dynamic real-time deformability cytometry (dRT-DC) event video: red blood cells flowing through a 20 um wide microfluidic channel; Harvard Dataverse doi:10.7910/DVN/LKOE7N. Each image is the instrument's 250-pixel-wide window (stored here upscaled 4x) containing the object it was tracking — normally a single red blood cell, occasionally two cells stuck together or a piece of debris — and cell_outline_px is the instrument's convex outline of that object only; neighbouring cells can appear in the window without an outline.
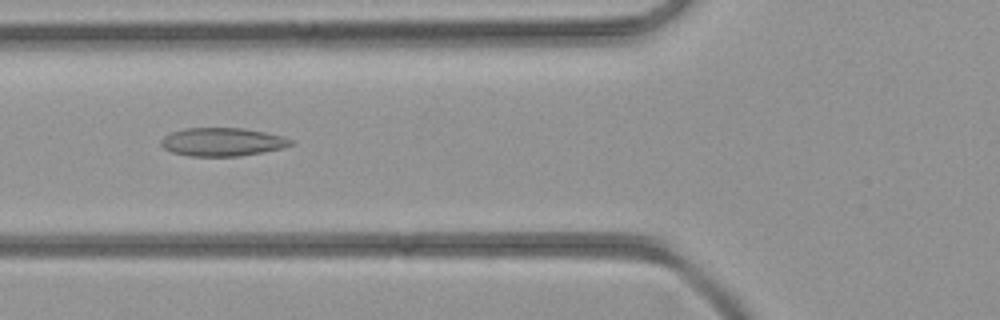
{"species": "common noctule bat (a hibernating species)", "species_latin": "Nyctalus noctula", "temperature_condition": "room temperature", "stored_images_in_passage": 33, "camera_frame_rate_fps": 3000, "um_per_image_px": 0.085, "animal": {"sex": "female", "body_mass_g": 21.9}, "frame": {"image": 1, "passage_image": 6, "time_ms": 1.667, "image_size_px": [1000, 320], "cell_outline_px": [[292, 144], [284, 148], [264, 152], [240, 156], [188, 156], [172, 152], [164, 148], [160, 144], [160, 140], [164, 136], [172, 132], [184, 128], [244, 128], [284, 136], [292, 140]], "centroid_in_image_um": [18.9, 12.06], "position_along_channel_um": 106.9, "area_um2": 21.5}}
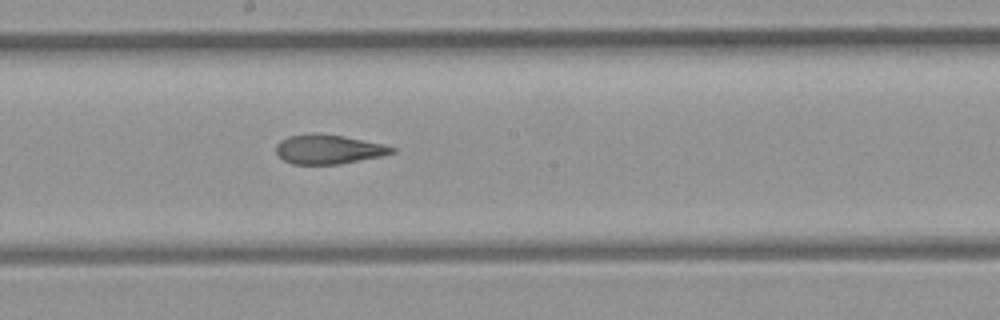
{"frame": {"image": 2, "passage_image": 13, "time_ms": 4.0, "image_size_px": [1000, 320], "cell_outline_px": [[396, 152], [380, 156], [340, 164], [292, 164], [284, 160], [276, 152], [276, 144], [280, 140], [288, 136], [344, 136], [384, 144], [396, 148]], "centroid_in_image_um": [27.96, 12.73], "position_along_channel_um": 220.2, "area_um2": 19.07}}
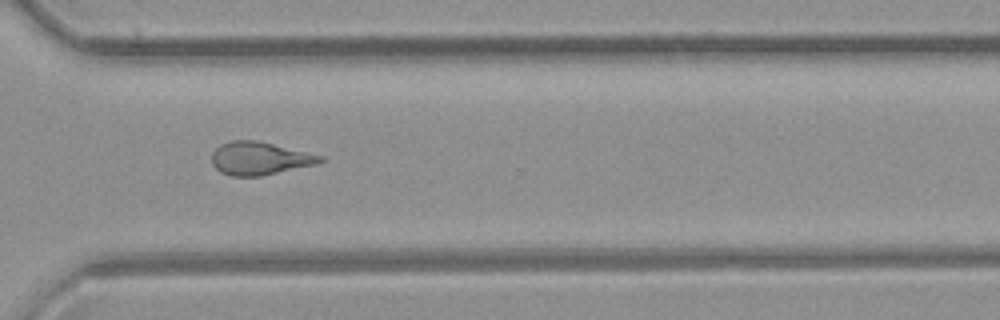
{"frame": {"image": 3, "passage_image": 21, "time_ms": 6.667, "image_size_px": [1000, 320], "cell_outline_px": [[324, 160], [316, 164], [260, 176], [232, 176], [220, 172], [212, 164], [212, 152], [220, 144], [232, 140], [256, 140], [324, 156]], "centroid_in_image_um": [22.04, 13.46], "position_along_channel_um": 348.6, "area_um2": 20.69}}